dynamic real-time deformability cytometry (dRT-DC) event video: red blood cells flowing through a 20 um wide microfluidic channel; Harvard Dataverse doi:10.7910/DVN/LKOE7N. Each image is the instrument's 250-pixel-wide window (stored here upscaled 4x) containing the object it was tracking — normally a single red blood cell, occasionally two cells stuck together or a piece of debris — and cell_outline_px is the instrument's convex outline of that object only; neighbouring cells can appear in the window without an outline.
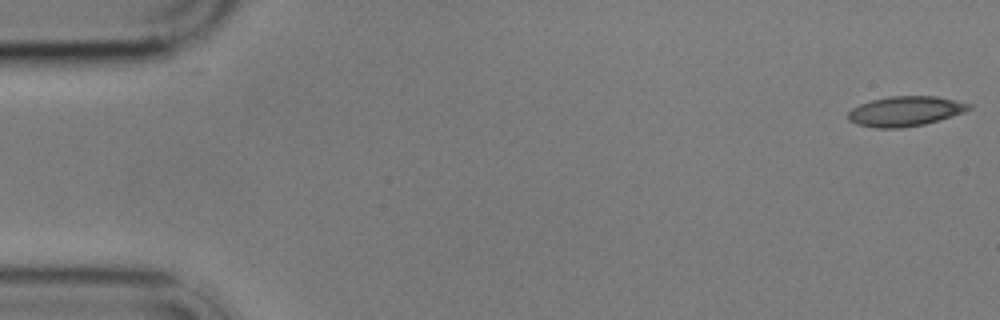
{"species": "common noctule bat (a hibernating species)", "species_latin": "Nyctalus noctula", "temperature_condition": "cold", "stored_images_in_passage": 5, "camera_frame_rate_fps": 3000, "um_per_image_px": 0.085, "animal": {"sex": "male", "body_mass_g": 17.9}, "frame": {"image": 1, "passage_image": 1, "time_ms": 0.0, "image_size_px": [1000, 320], "cell_outline_px": [[972, 108], [964, 112], [924, 124], [900, 128], [876, 128], [856, 124], [848, 120], [848, 112], [852, 108], [860, 104], [872, 100], [888, 96], [936, 96], [972, 104]], "centroid_in_image_um": [76.93, 9.45], "position_along_channel_um": 8.1, "area_um2": 20.98}}
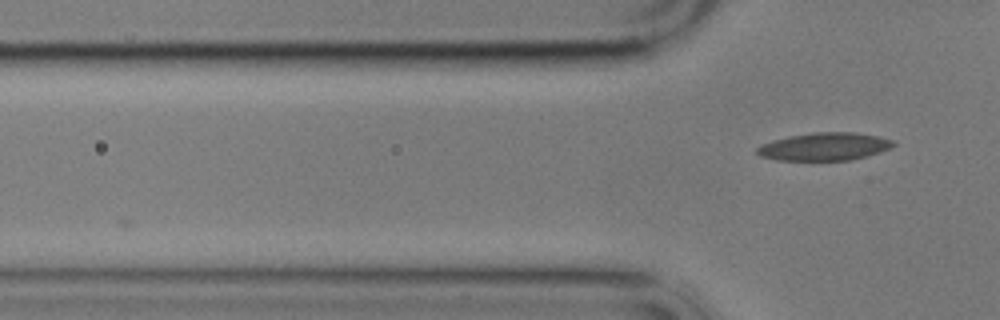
{"frame": {"image": 2, "passage_image": 5, "time_ms": 5.0, "image_size_px": [1000, 320], "cell_outline_px": [[896, 144], [892, 148], [880, 152], [852, 160], [776, 160], [760, 156], [756, 152], [756, 148], [772, 140], [812, 132], [852, 132], [880, 136], [892, 140]], "centroid_in_image_um": [70.11, 12.46], "position_along_channel_um": 55.7, "area_um2": 22.08}}